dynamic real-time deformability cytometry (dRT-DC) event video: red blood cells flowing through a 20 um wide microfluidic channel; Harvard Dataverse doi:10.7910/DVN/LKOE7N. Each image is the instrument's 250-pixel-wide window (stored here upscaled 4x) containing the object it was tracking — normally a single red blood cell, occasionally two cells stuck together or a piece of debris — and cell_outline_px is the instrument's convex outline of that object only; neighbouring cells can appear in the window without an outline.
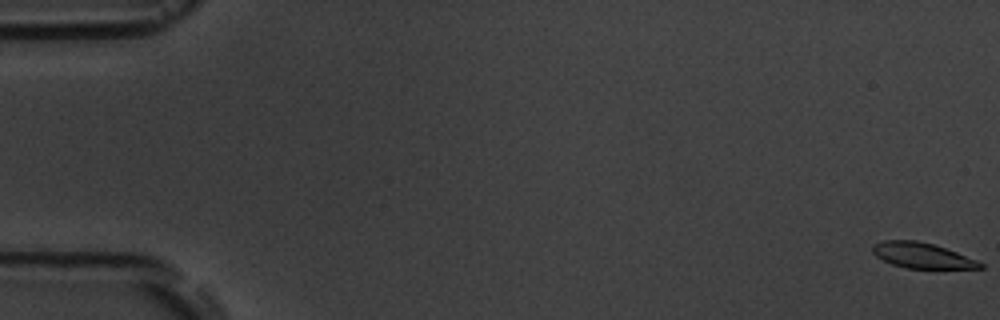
{"species": "common noctule bat (a hibernating species)", "species_latin": "Nyctalus noctula", "temperature_condition": "room temperature", "stored_images_in_passage": 5, "camera_frame_rate_fps": 3000, "um_per_image_px": 0.085, "animal": {"sex": "male", "body_mass_g": 19.5, "forearm_length_mm": 54.6}, "frame": {"image": 1, "passage_image": 1, "time_ms": 0.0, "image_size_px": [1000, 320], "cell_outline_px": [[984, 268], [908, 268], [892, 264], [876, 256], [872, 252], [872, 244], [884, 240], [916, 240], [932, 244], [956, 252], [976, 260], [984, 264]], "centroid_in_image_um": [78.33, 21.7], "position_along_channel_um": 6.7, "area_um2": 15.72}}
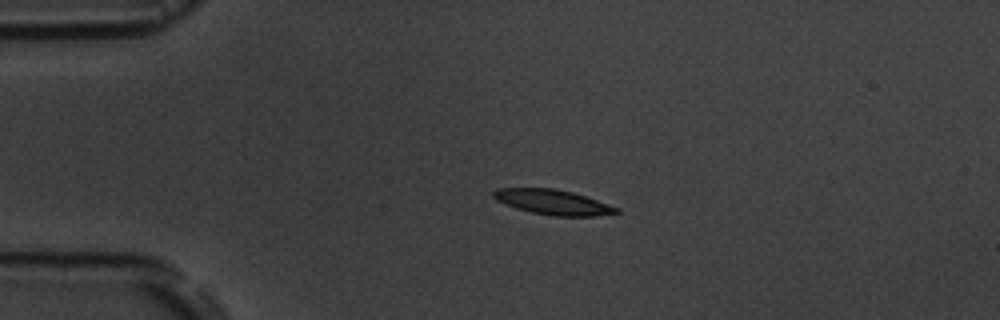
{"frame": {"image": 2, "passage_image": 4, "time_ms": 4.333, "image_size_px": [1000, 320], "cell_outline_px": [[620, 212], [596, 216], [552, 216], [532, 212], [516, 208], [504, 204], [496, 200], [492, 196], [492, 192], [496, 188], [556, 188], [572, 192], [620, 208]], "centroid_in_image_um": [46.97, 17.18], "position_along_channel_um": 38.0, "area_um2": 17.92}}